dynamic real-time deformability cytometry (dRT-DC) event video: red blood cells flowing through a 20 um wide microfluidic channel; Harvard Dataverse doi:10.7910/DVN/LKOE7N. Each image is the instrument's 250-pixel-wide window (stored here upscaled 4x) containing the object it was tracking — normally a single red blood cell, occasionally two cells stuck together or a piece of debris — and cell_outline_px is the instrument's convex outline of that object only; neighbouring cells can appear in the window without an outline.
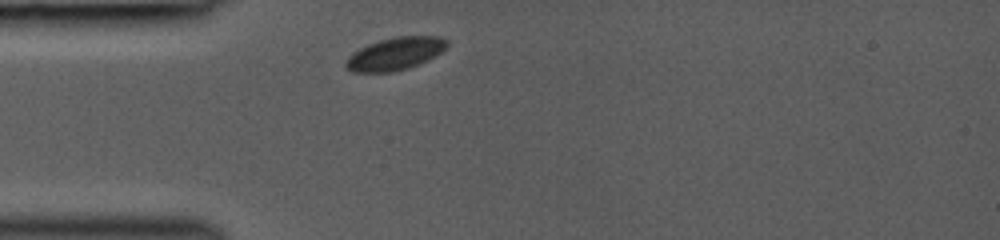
{"species": "common noctule bat (a hibernating species)", "species_latin": "Nyctalus noctula", "temperature_condition": "room temperature", "stored_images_in_passage": 9, "camera_frame_rate_fps": 3000, "um_per_image_px": 0.085, "animal": {"sex": "female", "body_mass_g": 19.0, "forearm_length_mm": 53.3}, "frame": {"image": 1, "passage_image": 1, "time_ms": 0.0, "image_size_px": [1000, 240], "cell_outline_px": [[448, 44], [440, 52], [428, 60], [420, 64], [408, 68], [392, 72], [352, 72], [344, 64], [344, 60], [352, 52], [368, 44], [380, 40], [396, 36], [440, 36], [448, 40]], "centroid_in_image_um": [33.57, 4.57], "position_along_channel_um": 51.4, "area_um2": 19.31}}
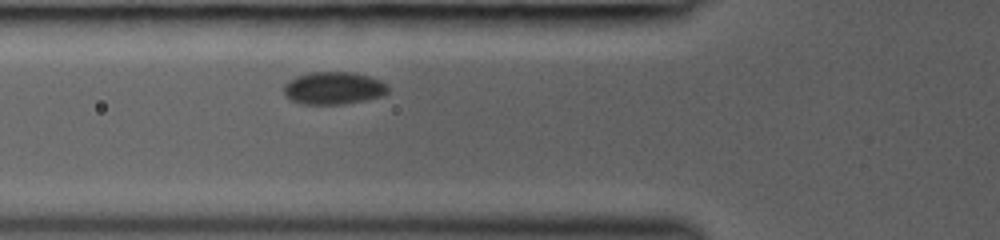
{"frame": {"image": 2, "passage_image": 4, "time_ms": 1.333, "image_size_px": [1000, 240], "cell_outline_px": [[388, 92], [384, 96], [344, 104], [300, 104], [288, 100], [284, 92], [284, 84], [288, 80], [296, 76], [308, 72], [356, 72], [380, 80], [388, 84]], "centroid_in_image_um": [28.34, 7.49], "position_along_channel_um": 97.5, "area_um2": 20.11}}
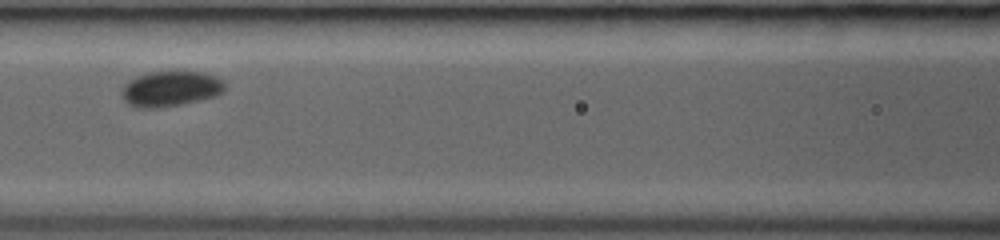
{"frame": {"image": 3, "passage_image": 7, "time_ms": 2.667, "image_size_px": [1000, 240], "cell_outline_px": [[224, 92], [216, 96], [180, 104], [160, 108], [136, 108], [128, 104], [120, 96], [120, 88], [124, 84], [136, 76], [148, 72], [204, 72], [216, 76], [224, 80]], "centroid_in_image_um": [14.46, 7.55], "position_along_channel_um": 152.1, "area_um2": 21.5}}